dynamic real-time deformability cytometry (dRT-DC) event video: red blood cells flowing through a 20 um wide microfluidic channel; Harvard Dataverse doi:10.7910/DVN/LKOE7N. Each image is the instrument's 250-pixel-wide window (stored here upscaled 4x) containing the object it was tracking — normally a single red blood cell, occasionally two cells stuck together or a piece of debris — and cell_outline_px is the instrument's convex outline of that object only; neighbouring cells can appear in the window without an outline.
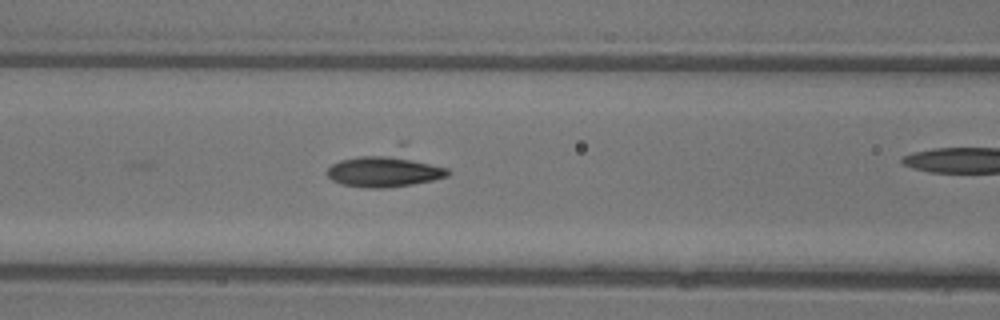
{"species": "common noctule bat (a hibernating species)", "species_latin": "Nyctalus noctula", "temperature_condition": "warm", "stored_images_in_passage": 21, "camera_frame_rate_fps": 3000, "um_per_image_px": 0.085, "animal": {"sex": "female"}, "frame": {"image": 1, "passage_image": 17, "time_ms": 5.333, "image_size_px": [1000, 320], "cell_outline_px": [[452, 172], [448, 176], [432, 180], [412, 184], [380, 188], [368, 188], [344, 184], [332, 180], [328, 176], [328, 168], [332, 164], [340, 160], [400, 140], [404, 140], [448, 168]], "centroid_in_image_um": [32.96, 14.22], "position_along_channel_um": 133.6, "area_um2": 27.28}}
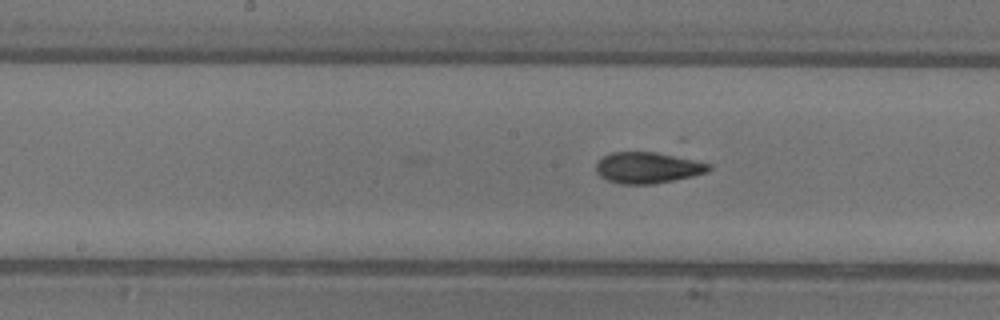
{"frame": {"image": 2, "passage_image": 21, "time_ms": 6.667, "image_size_px": [1000, 320], "cell_outline_px": [[712, 168], [708, 172], [692, 176], [652, 184], [620, 184], [608, 180], [600, 176], [596, 172], [596, 164], [604, 156], [612, 152], [656, 152], [680, 156], [712, 164]], "centroid_in_image_um": [55.08, 14.25], "position_along_channel_um": 193.1, "area_um2": 20.52}}